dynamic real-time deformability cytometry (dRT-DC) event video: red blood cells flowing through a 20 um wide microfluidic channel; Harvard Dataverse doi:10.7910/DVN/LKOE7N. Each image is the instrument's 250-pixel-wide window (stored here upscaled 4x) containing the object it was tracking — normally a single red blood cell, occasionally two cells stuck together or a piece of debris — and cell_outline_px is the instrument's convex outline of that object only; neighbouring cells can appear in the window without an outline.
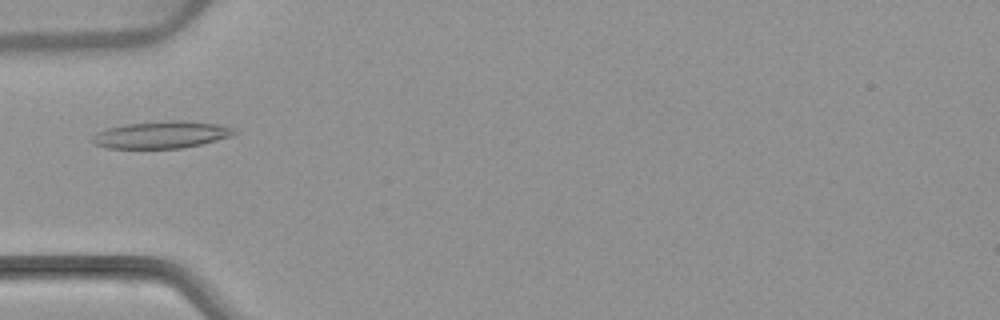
{"species": "common noctule bat (a hibernating species)", "species_latin": "Nyctalus noctula", "temperature_condition": "warm", "stored_images_in_passage": 5, "camera_frame_rate_fps": 3000, "um_per_image_px": 0.085, "animal": {"sex": "female", "body_mass_g": 22.7, "forearm_length_mm": 54.2}, "frame": {"image": 1, "passage_image": 5, "time_ms": 5.333, "image_size_px": [1000, 320], "cell_outline_px": [[240, 132], [232, 136], [200, 144], [180, 148], [108, 148], [92, 144], [88, 140], [96, 132], [108, 128], [124, 124], [172, 120], [180, 120], [216, 124], [232, 128]], "centroid_in_image_um": [13.66, 11.45], "position_along_channel_um": 71.3, "area_um2": 22.43}}